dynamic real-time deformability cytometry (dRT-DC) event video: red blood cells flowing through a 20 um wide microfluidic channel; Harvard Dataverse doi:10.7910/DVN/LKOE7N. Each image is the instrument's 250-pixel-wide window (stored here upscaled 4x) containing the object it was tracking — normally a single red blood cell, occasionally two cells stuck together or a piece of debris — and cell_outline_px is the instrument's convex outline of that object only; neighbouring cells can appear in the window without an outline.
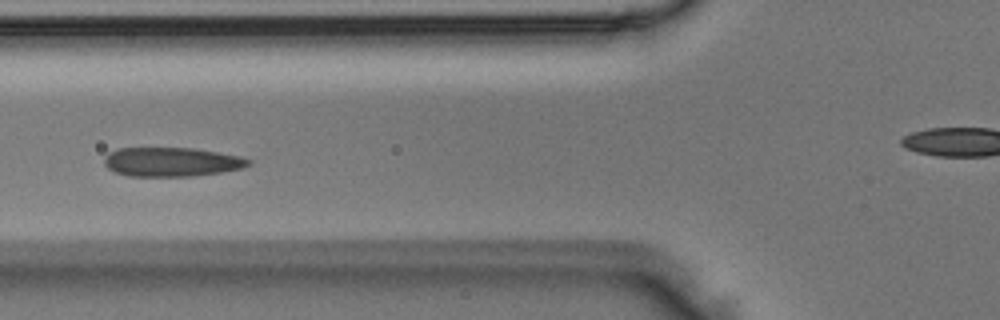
{"species": "Egyptian fruit bat (a non-hibernating species)", "species_latin": "Rousettus aegyptiacus", "temperature_condition": "room temperature", "stored_images_in_passage": 5, "camera_frame_rate_fps": 3000, "um_per_image_px": 0.085, "animal": {"sex": "male"}, "frame": {"image": 1, "passage_image": 5, "time_ms": 1.333, "image_size_px": [1000, 320], "cell_outline_px": [[252, 164], [244, 168], [220, 172], [192, 176], [128, 176], [116, 172], [108, 168], [104, 164], [104, 156], [108, 152], [116, 148], [196, 148], [240, 156], [252, 160]], "centroid_in_image_um": [14.59, 13.75], "position_along_channel_um": 111.2, "area_um2": 24.68}}